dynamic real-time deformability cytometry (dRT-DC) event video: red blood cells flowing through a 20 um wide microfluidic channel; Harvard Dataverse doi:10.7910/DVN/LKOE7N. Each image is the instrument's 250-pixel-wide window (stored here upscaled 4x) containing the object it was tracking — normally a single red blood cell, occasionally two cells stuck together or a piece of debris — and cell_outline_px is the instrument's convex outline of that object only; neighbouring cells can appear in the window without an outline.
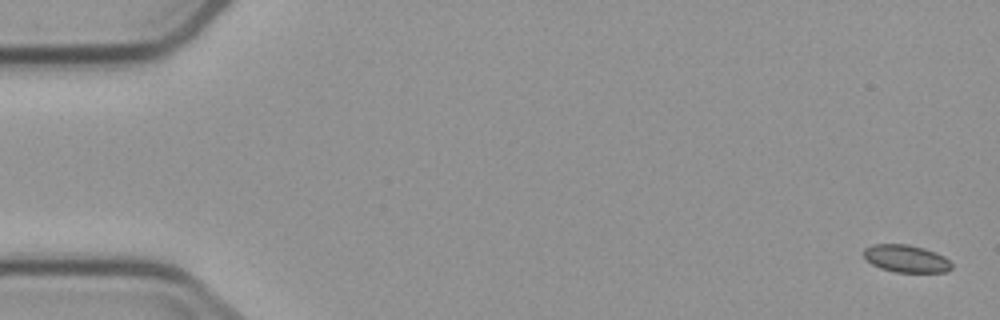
{"species": "common noctule bat (a hibernating species)", "species_latin": "Nyctalus noctula", "temperature_condition": "cold", "stored_images_in_passage": 7, "camera_frame_rate_fps": 3000, "um_per_image_px": 0.085, "animal": {"sex": "male", "body_mass_g": 23.1, "forearm_length_mm": 52.7}, "frame": {"image": 1, "passage_image": 1, "time_ms": 0.0, "image_size_px": [1000, 320], "cell_outline_px": [[952, 268], [948, 272], [896, 272], [880, 268], [872, 264], [864, 256], [864, 248], [872, 244], [908, 244], [924, 248], [936, 252], [944, 256], [952, 264]], "centroid_in_image_um": [77.04, 21.98], "position_along_channel_um": 8.0, "area_um2": 14.1}}
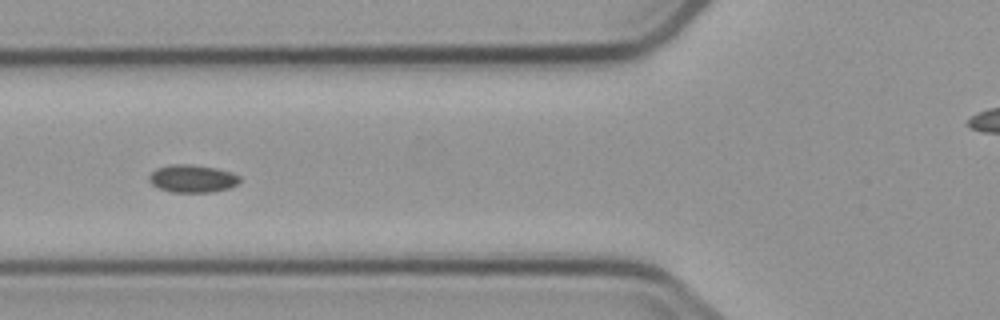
{"frame": {"image": 2, "passage_image": 6, "time_ms": 6.667, "image_size_px": [1000, 320], "cell_outline_px": [[240, 180], [236, 184], [228, 188], [212, 192], [172, 192], [160, 188], [152, 184], [148, 180], [148, 176], [156, 168], [172, 164], [192, 164], [216, 168], [232, 172], [240, 176]], "centroid_in_image_um": [16.35, 15.17], "position_along_channel_um": 109.5, "area_um2": 14.62}}
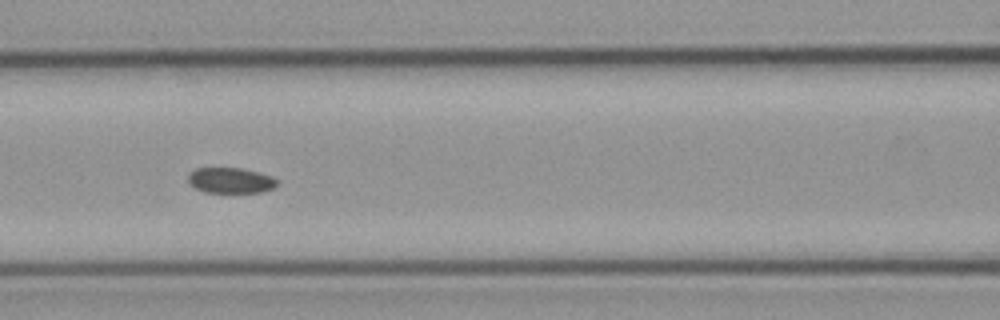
{"frame": {"image": 3, "passage_image": 7, "time_ms": 7.667, "image_size_px": [1000, 320], "cell_outline_px": [[280, 180], [272, 188], [260, 192], [204, 192], [196, 188], [188, 180], [188, 172], [196, 168], [240, 168], [260, 172], [272, 176]], "centroid_in_image_um": [19.61, 15.32], "position_along_channel_um": 147.0, "area_um2": 13.24}}